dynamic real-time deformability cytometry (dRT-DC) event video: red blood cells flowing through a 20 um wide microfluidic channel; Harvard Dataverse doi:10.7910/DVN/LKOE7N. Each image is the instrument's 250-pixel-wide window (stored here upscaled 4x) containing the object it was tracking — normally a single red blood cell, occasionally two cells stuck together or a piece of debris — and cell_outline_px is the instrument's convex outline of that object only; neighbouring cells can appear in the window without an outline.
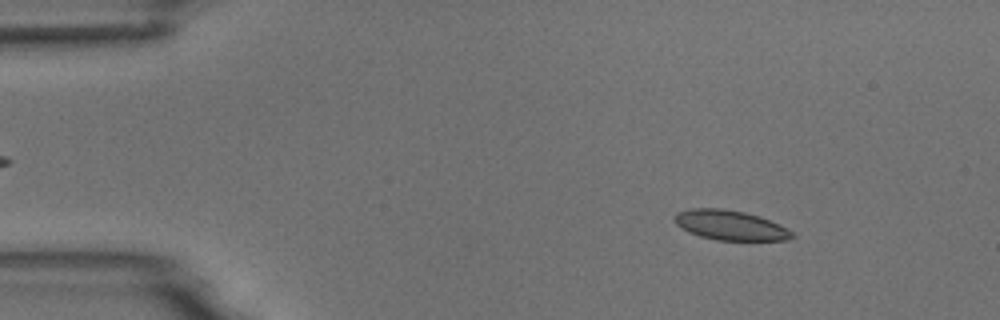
{"species": "common noctule bat (a hibernating species)", "species_latin": "Nyctalus noctula", "temperature_condition": "room temperature", "stored_images_in_passage": 11, "camera_frame_rate_fps": 3000, "um_per_image_px": 0.085, "animal": {"sex": "male", "body_mass_g": 18.8}, "frame": {"image": 1, "passage_image": 7, "time_ms": 2.0, "image_size_px": [1000, 320], "cell_outline_px": [[796, 236], [788, 240], [716, 240], [700, 236], [688, 232], [676, 224], [672, 220], [676, 212], [692, 208], [720, 208], [744, 212], [760, 216], [792, 232]], "centroid_in_image_um": [62.01, 19.14], "position_along_channel_um": 23.0, "area_um2": 20.29}}